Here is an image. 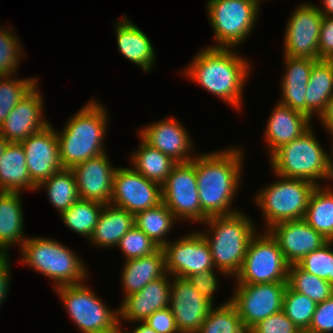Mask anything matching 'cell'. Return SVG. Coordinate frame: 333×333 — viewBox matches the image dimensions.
I'll use <instances>...</instances> for the list:
<instances>
[{
	"mask_svg": "<svg viewBox=\"0 0 333 333\" xmlns=\"http://www.w3.org/2000/svg\"><path fill=\"white\" fill-rule=\"evenodd\" d=\"M245 150L241 145L195 156V172L202 212L207 216L230 215L238 211L233 199L242 183ZM242 172V173H241Z\"/></svg>",
	"mask_w": 333,
	"mask_h": 333,
	"instance_id": "cell-1",
	"label": "cell"
},
{
	"mask_svg": "<svg viewBox=\"0 0 333 333\" xmlns=\"http://www.w3.org/2000/svg\"><path fill=\"white\" fill-rule=\"evenodd\" d=\"M182 75L202 86L234 110H242L252 63L234 48L204 47L195 53Z\"/></svg>",
	"mask_w": 333,
	"mask_h": 333,
	"instance_id": "cell-2",
	"label": "cell"
},
{
	"mask_svg": "<svg viewBox=\"0 0 333 333\" xmlns=\"http://www.w3.org/2000/svg\"><path fill=\"white\" fill-rule=\"evenodd\" d=\"M108 113L105 105L92 98L65 122L62 131L56 129L63 168L72 169L107 152Z\"/></svg>",
	"mask_w": 333,
	"mask_h": 333,
	"instance_id": "cell-3",
	"label": "cell"
},
{
	"mask_svg": "<svg viewBox=\"0 0 333 333\" xmlns=\"http://www.w3.org/2000/svg\"><path fill=\"white\" fill-rule=\"evenodd\" d=\"M251 218L241 210L211 216L203 223L205 230L199 231L209 245L215 268L232 279L242 267L250 239L260 230Z\"/></svg>",
	"mask_w": 333,
	"mask_h": 333,
	"instance_id": "cell-4",
	"label": "cell"
},
{
	"mask_svg": "<svg viewBox=\"0 0 333 333\" xmlns=\"http://www.w3.org/2000/svg\"><path fill=\"white\" fill-rule=\"evenodd\" d=\"M19 251L20 263L51 279L53 289L88 281V268L82 258L61 241L28 236Z\"/></svg>",
	"mask_w": 333,
	"mask_h": 333,
	"instance_id": "cell-5",
	"label": "cell"
},
{
	"mask_svg": "<svg viewBox=\"0 0 333 333\" xmlns=\"http://www.w3.org/2000/svg\"><path fill=\"white\" fill-rule=\"evenodd\" d=\"M313 125L300 137L277 149L268 159L273 174L303 179L321 186L329 176V151L321 145Z\"/></svg>",
	"mask_w": 333,
	"mask_h": 333,
	"instance_id": "cell-6",
	"label": "cell"
},
{
	"mask_svg": "<svg viewBox=\"0 0 333 333\" xmlns=\"http://www.w3.org/2000/svg\"><path fill=\"white\" fill-rule=\"evenodd\" d=\"M274 176L276 181L254 194V203L262 213L265 231L283 221L304 219L310 196L316 187L307 180Z\"/></svg>",
	"mask_w": 333,
	"mask_h": 333,
	"instance_id": "cell-7",
	"label": "cell"
},
{
	"mask_svg": "<svg viewBox=\"0 0 333 333\" xmlns=\"http://www.w3.org/2000/svg\"><path fill=\"white\" fill-rule=\"evenodd\" d=\"M260 6L258 0H208L207 19L215 40L209 47H241L256 25Z\"/></svg>",
	"mask_w": 333,
	"mask_h": 333,
	"instance_id": "cell-8",
	"label": "cell"
},
{
	"mask_svg": "<svg viewBox=\"0 0 333 333\" xmlns=\"http://www.w3.org/2000/svg\"><path fill=\"white\" fill-rule=\"evenodd\" d=\"M86 282L53 289L73 324L81 333H120L118 307L109 308Z\"/></svg>",
	"mask_w": 333,
	"mask_h": 333,
	"instance_id": "cell-9",
	"label": "cell"
},
{
	"mask_svg": "<svg viewBox=\"0 0 333 333\" xmlns=\"http://www.w3.org/2000/svg\"><path fill=\"white\" fill-rule=\"evenodd\" d=\"M257 232L249 241L235 284L287 283L289 264L268 231Z\"/></svg>",
	"mask_w": 333,
	"mask_h": 333,
	"instance_id": "cell-10",
	"label": "cell"
},
{
	"mask_svg": "<svg viewBox=\"0 0 333 333\" xmlns=\"http://www.w3.org/2000/svg\"><path fill=\"white\" fill-rule=\"evenodd\" d=\"M162 186L163 203L177 220L203 224L208 218L201 210L195 172V158L177 163Z\"/></svg>",
	"mask_w": 333,
	"mask_h": 333,
	"instance_id": "cell-11",
	"label": "cell"
},
{
	"mask_svg": "<svg viewBox=\"0 0 333 333\" xmlns=\"http://www.w3.org/2000/svg\"><path fill=\"white\" fill-rule=\"evenodd\" d=\"M234 285L231 302L236 306L248 332L260 321L283 310L287 283Z\"/></svg>",
	"mask_w": 333,
	"mask_h": 333,
	"instance_id": "cell-12",
	"label": "cell"
},
{
	"mask_svg": "<svg viewBox=\"0 0 333 333\" xmlns=\"http://www.w3.org/2000/svg\"><path fill=\"white\" fill-rule=\"evenodd\" d=\"M165 269L172 277L186 278L189 275L215 269L209 245L198 231H191L162 247Z\"/></svg>",
	"mask_w": 333,
	"mask_h": 333,
	"instance_id": "cell-13",
	"label": "cell"
},
{
	"mask_svg": "<svg viewBox=\"0 0 333 333\" xmlns=\"http://www.w3.org/2000/svg\"><path fill=\"white\" fill-rule=\"evenodd\" d=\"M289 16L284 30L283 55L319 60L318 42L323 15L317 5L301 3Z\"/></svg>",
	"mask_w": 333,
	"mask_h": 333,
	"instance_id": "cell-14",
	"label": "cell"
},
{
	"mask_svg": "<svg viewBox=\"0 0 333 333\" xmlns=\"http://www.w3.org/2000/svg\"><path fill=\"white\" fill-rule=\"evenodd\" d=\"M162 202L160 184L148 180L132 166L117 167L113 178L110 204L135 215Z\"/></svg>",
	"mask_w": 333,
	"mask_h": 333,
	"instance_id": "cell-15",
	"label": "cell"
},
{
	"mask_svg": "<svg viewBox=\"0 0 333 333\" xmlns=\"http://www.w3.org/2000/svg\"><path fill=\"white\" fill-rule=\"evenodd\" d=\"M138 129V136L149 146L158 149L177 163L195 158L194 141L189 131L173 116L160 119Z\"/></svg>",
	"mask_w": 333,
	"mask_h": 333,
	"instance_id": "cell-16",
	"label": "cell"
},
{
	"mask_svg": "<svg viewBox=\"0 0 333 333\" xmlns=\"http://www.w3.org/2000/svg\"><path fill=\"white\" fill-rule=\"evenodd\" d=\"M213 306L186 278L172 277L169 308L180 333H196Z\"/></svg>",
	"mask_w": 333,
	"mask_h": 333,
	"instance_id": "cell-17",
	"label": "cell"
},
{
	"mask_svg": "<svg viewBox=\"0 0 333 333\" xmlns=\"http://www.w3.org/2000/svg\"><path fill=\"white\" fill-rule=\"evenodd\" d=\"M20 144L25 152L31 181L36 187L63 168L56 128L51 124Z\"/></svg>",
	"mask_w": 333,
	"mask_h": 333,
	"instance_id": "cell-18",
	"label": "cell"
},
{
	"mask_svg": "<svg viewBox=\"0 0 333 333\" xmlns=\"http://www.w3.org/2000/svg\"><path fill=\"white\" fill-rule=\"evenodd\" d=\"M38 86L16 104L0 125V135L10 143H20L51 124L43 115L44 100Z\"/></svg>",
	"mask_w": 333,
	"mask_h": 333,
	"instance_id": "cell-19",
	"label": "cell"
},
{
	"mask_svg": "<svg viewBox=\"0 0 333 333\" xmlns=\"http://www.w3.org/2000/svg\"><path fill=\"white\" fill-rule=\"evenodd\" d=\"M277 241L286 262L298 264L306 255L328 242L304 219L283 221L267 230Z\"/></svg>",
	"mask_w": 333,
	"mask_h": 333,
	"instance_id": "cell-20",
	"label": "cell"
},
{
	"mask_svg": "<svg viewBox=\"0 0 333 333\" xmlns=\"http://www.w3.org/2000/svg\"><path fill=\"white\" fill-rule=\"evenodd\" d=\"M109 158L106 152L72 168L80 199L110 204L113 178L117 167H113Z\"/></svg>",
	"mask_w": 333,
	"mask_h": 333,
	"instance_id": "cell-21",
	"label": "cell"
},
{
	"mask_svg": "<svg viewBox=\"0 0 333 333\" xmlns=\"http://www.w3.org/2000/svg\"><path fill=\"white\" fill-rule=\"evenodd\" d=\"M171 280L172 276L166 273L141 291L125 297L118 307L120 328L127 321L129 324L144 322L155 311L169 307Z\"/></svg>",
	"mask_w": 333,
	"mask_h": 333,
	"instance_id": "cell-22",
	"label": "cell"
},
{
	"mask_svg": "<svg viewBox=\"0 0 333 333\" xmlns=\"http://www.w3.org/2000/svg\"><path fill=\"white\" fill-rule=\"evenodd\" d=\"M313 119L279 102L269 115L264 128L268 158L281 146L300 137L312 126Z\"/></svg>",
	"mask_w": 333,
	"mask_h": 333,
	"instance_id": "cell-23",
	"label": "cell"
},
{
	"mask_svg": "<svg viewBox=\"0 0 333 333\" xmlns=\"http://www.w3.org/2000/svg\"><path fill=\"white\" fill-rule=\"evenodd\" d=\"M116 26V27H115ZM118 52L126 60L139 66L144 72H150L156 66L155 49L149 37L127 16L114 23Z\"/></svg>",
	"mask_w": 333,
	"mask_h": 333,
	"instance_id": "cell-24",
	"label": "cell"
},
{
	"mask_svg": "<svg viewBox=\"0 0 333 333\" xmlns=\"http://www.w3.org/2000/svg\"><path fill=\"white\" fill-rule=\"evenodd\" d=\"M285 73L280 83L278 102L306 115V87L313 65L318 61L307 57L283 55Z\"/></svg>",
	"mask_w": 333,
	"mask_h": 333,
	"instance_id": "cell-25",
	"label": "cell"
},
{
	"mask_svg": "<svg viewBox=\"0 0 333 333\" xmlns=\"http://www.w3.org/2000/svg\"><path fill=\"white\" fill-rule=\"evenodd\" d=\"M21 193L0 191V255L18 245L20 249L28 238L24 233V211Z\"/></svg>",
	"mask_w": 333,
	"mask_h": 333,
	"instance_id": "cell-26",
	"label": "cell"
},
{
	"mask_svg": "<svg viewBox=\"0 0 333 333\" xmlns=\"http://www.w3.org/2000/svg\"><path fill=\"white\" fill-rule=\"evenodd\" d=\"M122 269L121 283L124 299L166 274L164 252L160 247L150 255L126 260Z\"/></svg>",
	"mask_w": 333,
	"mask_h": 333,
	"instance_id": "cell-27",
	"label": "cell"
},
{
	"mask_svg": "<svg viewBox=\"0 0 333 333\" xmlns=\"http://www.w3.org/2000/svg\"><path fill=\"white\" fill-rule=\"evenodd\" d=\"M135 225L134 214L112 204H105L94 231L89 238L90 245L99 249L118 246L120 239Z\"/></svg>",
	"mask_w": 333,
	"mask_h": 333,
	"instance_id": "cell-28",
	"label": "cell"
},
{
	"mask_svg": "<svg viewBox=\"0 0 333 333\" xmlns=\"http://www.w3.org/2000/svg\"><path fill=\"white\" fill-rule=\"evenodd\" d=\"M37 191L32 183L26 163L25 152L20 143H9L0 157V191Z\"/></svg>",
	"mask_w": 333,
	"mask_h": 333,
	"instance_id": "cell-29",
	"label": "cell"
},
{
	"mask_svg": "<svg viewBox=\"0 0 333 333\" xmlns=\"http://www.w3.org/2000/svg\"><path fill=\"white\" fill-rule=\"evenodd\" d=\"M306 115L318 118L333 96V60H318L306 87Z\"/></svg>",
	"mask_w": 333,
	"mask_h": 333,
	"instance_id": "cell-30",
	"label": "cell"
},
{
	"mask_svg": "<svg viewBox=\"0 0 333 333\" xmlns=\"http://www.w3.org/2000/svg\"><path fill=\"white\" fill-rule=\"evenodd\" d=\"M139 140L137 149L129 154L131 166L148 180L162 185L177 162L149 146L141 138Z\"/></svg>",
	"mask_w": 333,
	"mask_h": 333,
	"instance_id": "cell-31",
	"label": "cell"
},
{
	"mask_svg": "<svg viewBox=\"0 0 333 333\" xmlns=\"http://www.w3.org/2000/svg\"><path fill=\"white\" fill-rule=\"evenodd\" d=\"M316 186L304 220L328 241H333V187Z\"/></svg>",
	"mask_w": 333,
	"mask_h": 333,
	"instance_id": "cell-32",
	"label": "cell"
},
{
	"mask_svg": "<svg viewBox=\"0 0 333 333\" xmlns=\"http://www.w3.org/2000/svg\"><path fill=\"white\" fill-rule=\"evenodd\" d=\"M47 192L48 201L58 211L59 215L67 211L74 202L78 201L76 178L72 169L62 168L50 178L42 182L37 190Z\"/></svg>",
	"mask_w": 333,
	"mask_h": 333,
	"instance_id": "cell-33",
	"label": "cell"
},
{
	"mask_svg": "<svg viewBox=\"0 0 333 333\" xmlns=\"http://www.w3.org/2000/svg\"><path fill=\"white\" fill-rule=\"evenodd\" d=\"M177 221L163 202L134 215L135 226L161 248L170 241L167 238L168 234Z\"/></svg>",
	"mask_w": 333,
	"mask_h": 333,
	"instance_id": "cell-34",
	"label": "cell"
},
{
	"mask_svg": "<svg viewBox=\"0 0 333 333\" xmlns=\"http://www.w3.org/2000/svg\"><path fill=\"white\" fill-rule=\"evenodd\" d=\"M104 205L94 200L79 199L59 216L68 229L89 240Z\"/></svg>",
	"mask_w": 333,
	"mask_h": 333,
	"instance_id": "cell-35",
	"label": "cell"
},
{
	"mask_svg": "<svg viewBox=\"0 0 333 333\" xmlns=\"http://www.w3.org/2000/svg\"><path fill=\"white\" fill-rule=\"evenodd\" d=\"M215 306L196 333H248L231 298Z\"/></svg>",
	"mask_w": 333,
	"mask_h": 333,
	"instance_id": "cell-36",
	"label": "cell"
},
{
	"mask_svg": "<svg viewBox=\"0 0 333 333\" xmlns=\"http://www.w3.org/2000/svg\"><path fill=\"white\" fill-rule=\"evenodd\" d=\"M287 285L316 303L323 302L333 296V284L307 273L297 264L289 265Z\"/></svg>",
	"mask_w": 333,
	"mask_h": 333,
	"instance_id": "cell-37",
	"label": "cell"
},
{
	"mask_svg": "<svg viewBox=\"0 0 333 333\" xmlns=\"http://www.w3.org/2000/svg\"><path fill=\"white\" fill-rule=\"evenodd\" d=\"M13 74L0 76V125L16 104L26 97L37 85V76L19 78Z\"/></svg>",
	"mask_w": 333,
	"mask_h": 333,
	"instance_id": "cell-38",
	"label": "cell"
},
{
	"mask_svg": "<svg viewBox=\"0 0 333 333\" xmlns=\"http://www.w3.org/2000/svg\"><path fill=\"white\" fill-rule=\"evenodd\" d=\"M317 303L303 295L292 290L288 285L283 299V312L301 330H308Z\"/></svg>",
	"mask_w": 333,
	"mask_h": 333,
	"instance_id": "cell-39",
	"label": "cell"
},
{
	"mask_svg": "<svg viewBox=\"0 0 333 333\" xmlns=\"http://www.w3.org/2000/svg\"><path fill=\"white\" fill-rule=\"evenodd\" d=\"M16 31L9 26H0V76H10L18 73L22 57L23 45Z\"/></svg>",
	"mask_w": 333,
	"mask_h": 333,
	"instance_id": "cell-40",
	"label": "cell"
},
{
	"mask_svg": "<svg viewBox=\"0 0 333 333\" xmlns=\"http://www.w3.org/2000/svg\"><path fill=\"white\" fill-rule=\"evenodd\" d=\"M302 270L333 284V241L306 255L298 264Z\"/></svg>",
	"mask_w": 333,
	"mask_h": 333,
	"instance_id": "cell-41",
	"label": "cell"
},
{
	"mask_svg": "<svg viewBox=\"0 0 333 333\" xmlns=\"http://www.w3.org/2000/svg\"><path fill=\"white\" fill-rule=\"evenodd\" d=\"M125 261L155 253L160 247L135 225L120 239L117 246Z\"/></svg>",
	"mask_w": 333,
	"mask_h": 333,
	"instance_id": "cell-42",
	"label": "cell"
},
{
	"mask_svg": "<svg viewBox=\"0 0 333 333\" xmlns=\"http://www.w3.org/2000/svg\"><path fill=\"white\" fill-rule=\"evenodd\" d=\"M216 272V273H215ZM217 272H220L218 274H221V276L227 278H230L226 273L219 271L217 268L211 269L205 272L189 275L186 277V280L195 287V289L200 292L204 297L209 299L214 305V296L219 289L218 282L220 281L217 277Z\"/></svg>",
	"mask_w": 333,
	"mask_h": 333,
	"instance_id": "cell-43",
	"label": "cell"
},
{
	"mask_svg": "<svg viewBox=\"0 0 333 333\" xmlns=\"http://www.w3.org/2000/svg\"><path fill=\"white\" fill-rule=\"evenodd\" d=\"M300 330L283 311L268 316L256 324L248 333H299Z\"/></svg>",
	"mask_w": 333,
	"mask_h": 333,
	"instance_id": "cell-44",
	"label": "cell"
},
{
	"mask_svg": "<svg viewBox=\"0 0 333 333\" xmlns=\"http://www.w3.org/2000/svg\"><path fill=\"white\" fill-rule=\"evenodd\" d=\"M308 331L314 333H333V296L317 303Z\"/></svg>",
	"mask_w": 333,
	"mask_h": 333,
	"instance_id": "cell-45",
	"label": "cell"
},
{
	"mask_svg": "<svg viewBox=\"0 0 333 333\" xmlns=\"http://www.w3.org/2000/svg\"><path fill=\"white\" fill-rule=\"evenodd\" d=\"M144 323L154 329L157 333H180L174 315L169 307L155 311L144 321Z\"/></svg>",
	"mask_w": 333,
	"mask_h": 333,
	"instance_id": "cell-46",
	"label": "cell"
},
{
	"mask_svg": "<svg viewBox=\"0 0 333 333\" xmlns=\"http://www.w3.org/2000/svg\"><path fill=\"white\" fill-rule=\"evenodd\" d=\"M318 51L319 60H333V17L323 16Z\"/></svg>",
	"mask_w": 333,
	"mask_h": 333,
	"instance_id": "cell-47",
	"label": "cell"
},
{
	"mask_svg": "<svg viewBox=\"0 0 333 333\" xmlns=\"http://www.w3.org/2000/svg\"><path fill=\"white\" fill-rule=\"evenodd\" d=\"M10 255H0V307L3 305L8 298L7 295L10 290V281H11V265L9 260Z\"/></svg>",
	"mask_w": 333,
	"mask_h": 333,
	"instance_id": "cell-48",
	"label": "cell"
},
{
	"mask_svg": "<svg viewBox=\"0 0 333 333\" xmlns=\"http://www.w3.org/2000/svg\"><path fill=\"white\" fill-rule=\"evenodd\" d=\"M318 120H320L322 127L324 126L326 129L325 132L328 133L327 135L330 133L331 139H333V96L328 100Z\"/></svg>",
	"mask_w": 333,
	"mask_h": 333,
	"instance_id": "cell-49",
	"label": "cell"
},
{
	"mask_svg": "<svg viewBox=\"0 0 333 333\" xmlns=\"http://www.w3.org/2000/svg\"><path fill=\"white\" fill-rule=\"evenodd\" d=\"M137 327H134L132 331L126 330L127 328L124 329L120 328V333H157L154 329H152L150 326H148L144 322H136ZM139 324V325H138Z\"/></svg>",
	"mask_w": 333,
	"mask_h": 333,
	"instance_id": "cell-50",
	"label": "cell"
},
{
	"mask_svg": "<svg viewBox=\"0 0 333 333\" xmlns=\"http://www.w3.org/2000/svg\"><path fill=\"white\" fill-rule=\"evenodd\" d=\"M321 4L323 5L322 7L317 6L321 14L323 16L333 17V0H322Z\"/></svg>",
	"mask_w": 333,
	"mask_h": 333,
	"instance_id": "cell-51",
	"label": "cell"
},
{
	"mask_svg": "<svg viewBox=\"0 0 333 333\" xmlns=\"http://www.w3.org/2000/svg\"><path fill=\"white\" fill-rule=\"evenodd\" d=\"M331 145V149L329 148V151L331 150V152L329 153V176H328V181L330 183V181L333 182V139H332V144Z\"/></svg>",
	"mask_w": 333,
	"mask_h": 333,
	"instance_id": "cell-52",
	"label": "cell"
},
{
	"mask_svg": "<svg viewBox=\"0 0 333 333\" xmlns=\"http://www.w3.org/2000/svg\"><path fill=\"white\" fill-rule=\"evenodd\" d=\"M9 143L10 142L7 139H5L2 135H0V157L3 155L4 150L6 149Z\"/></svg>",
	"mask_w": 333,
	"mask_h": 333,
	"instance_id": "cell-53",
	"label": "cell"
},
{
	"mask_svg": "<svg viewBox=\"0 0 333 333\" xmlns=\"http://www.w3.org/2000/svg\"><path fill=\"white\" fill-rule=\"evenodd\" d=\"M299 333H314V332H311V331H308V330H301Z\"/></svg>",
	"mask_w": 333,
	"mask_h": 333,
	"instance_id": "cell-54",
	"label": "cell"
}]
</instances>
